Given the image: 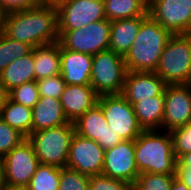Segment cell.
I'll use <instances>...</instances> for the list:
<instances>
[{
  "label": "cell",
  "mask_w": 191,
  "mask_h": 190,
  "mask_svg": "<svg viewBox=\"0 0 191 190\" xmlns=\"http://www.w3.org/2000/svg\"><path fill=\"white\" fill-rule=\"evenodd\" d=\"M3 11L7 13L31 9L39 5V0H0Z\"/></svg>",
  "instance_id": "cell-35"
},
{
  "label": "cell",
  "mask_w": 191,
  "mask_h": 190,
  "mask_svg": "<svg viewBox=\"0 0 191 190\" xmlns=\"http://www.w3.org/2000/svg\"><path fill=\"white\" fill-rule=\"evenodd\" d=\"M33 47L25 42L13 40L0 33V74L13 61L29 54Z\"/></svg>",
  "instance_id": "cell-27"
},
{
  "label": "cell",
  "mask_w": 191,
  "mask_h": 190,
  "mask_svg": "<svg viewBox=\"0 0 191 190\" xmlns=\"http://www.w3.org/2000/svg\"><path fill=\"white\" fill-rule=\"evenodd\" d=\"M103 19V0H70L57 8L58 31L79 29Z\"/></svg>",
  "instance_id": "cell-11"
},
{
  "label": "cell",
  "mask_w": 191,
  "mask_h": 190,
  "mask_svg": "<svg viewBox=\"0 0 191 190\" xmlns=\"http://www.w3.org/2000/svg\"><path fill=\"white\" fill-rule=\"evenodd\" d=\"M70 0H39L40 5L50 6L53 8H58L60 5L68 2Z\"/></svg>",
  "instance_id": "cell-38"
},
{
  "label": "cell",
  "mask_w": 191,
  "mask_h": 190,
  "mask_svg": "<svg viewBox=\"0 0 191 190\" xmlns=\"http://www.w3.org/2000/svg\"><path fill=\"white\" fill-rule=\"evenodd\" d=\"M147 16L111 21L109 50L125 56L139 31L141 22Z\"/></svg>",
  "instance_id": "cell-19"
},
{
  "label": "cell",
  "mask_w": 191,
  "mask_h": 190,
  "mask_svg": "<svg viewBox=\"0 0 191 190\" xmlns=\"http://www.w3.org/2000/svg\"><path fill=\"white\" fill-rule=\"evenodd\" d=\"M166 86L155 72L127 71L121 95L134 105L142 99L164 96Z\"/></svg>",
  "instance_id": "cell-15"
},
{
  "label": "cell",
  "mask_w": 191,
  "mask_h": 190,
  "mask_svg": "<svg viewBox=\"0 0 191 190\" xmlns=\"http://www.w3.org/2000/svg\"><path fill=\"white\" fill-rule=\"evenodd\" d=\"M155 73L168 84H191V34L173 35Z\"/></svg>",
  "instance_id": "cell-5"
},
{
  "label": "cell",
  "mask_w": 191,
  "mask_h": 190,
  "mask_svg": "<svg viewBox=\"0 0 191 190\" xmlns=\"http://www.w3.org/2000/svg\"><path fill=\"white\" fill-rule=\"evenodd\" d=\"M170 134L173 141V152L178 160L182 155L191 151V121L173 130Z\"/></svg>",
  "instance_id": "cell-32"
},
{
  "label": "cell",
  "mask_w": 191,
  "mask_h": 190,
  "mask_svg": "<svg viewBox=\"0 0 191 190\" xmlns=\"http://www.w3.org/2000/svg\"><path fill=\"white\" fill-rule=\"evenodd\" d=\"M74 123L32 132L28 141L32 144L36 157L41 164L66 167Z\"/></svg>",
  "instance_id": "cell-4"
},
{
  "label": "cell",
  "mask_w": 191,
  "mask_h": 190,
  "mask_svg": "<svg viewBox=\"0 0 191 190\" xmlns=\"http://www.w3.org/2000/svg\"><path fill=\"white\" fill-rule=\"evenodd\" d=\"M110 29L111 21L103 19L79 29L58 31V42L67 50L94 56L109 49Z\"/></svg>",
  "instance_id": "cell-7"
},
{
  "label": "cell",
  "mask_w": 191,
  "mask_h": 190,
  "mask_svg": "<svg viewBox=\"0 0 191 190\" xmlns=\"http://www.w3.org/2000/svg\"><path fill=\"white\" fill-rule=\"evenodd\" d=\"M105 150L94 140L74 133L66 167L94 176L102 174Z\"/></svg>",
  "instance_id": "cell-12"
},
{
  "label": "cell",
  "mask_w": 191,
  "mask_h": 190,
  "mask_svg": "<svg viewBox=\"0 0 191 190\" xmlns=\"http://www.w3.org/2000/svg\"><path fill=\"white\" fill-rule=\"evenodd\" d=\"M177 162L181 165V166H191V151L185 153L184 155H182Z\"/></svg>",
  "instance_id": "cell-39"
},
{
  "label": "cell",
  "mask_w": 191,
  "mask_h": 190,
  "mask_svg": "<svg viewBox=\"0 0 191 190\" xmlns=\"http://www.w3.org/2000/svg\"><path fill=\"white\" fill-rule=\"evenodd\" d=\"M35 80L61 73L60 43L54 42L33 48Z\"/></svg>",
  "instance_id": "cell-21"
},
{
  "label": "cell",
  "mask_w": 191,
  "mask_h": 190,
  "mask_svg": "<svg viewBox=\"0 0 191 190\" xmlns=\"http://www.w3.org/2000/svg\"><path fill=\"white\" fill-rule=\"evenodd\" d=\"M123 141L121 137L115 133L111 128H106V133L104 134V150H108L116 146L118 143Z\"/></svg>",
  "instance_id": "cell-37"
},
{
  "label": "cell",
  "mask_w": 191,
  "mask_h": 190,
  "mask_svg": "<svg viewBox=\"0 0 191 190\" xmlns=\"http://www.w3.org/2000/svg\"><path fill=\"white\" fill-rule=\"evenodd\" d=\"M164 107V96L142 99L133 105L137 121L143 130L162 128Z\"/></svg>",
  "instance_id": "cell-23"
},
{
  "label": "cell",
  "mask_w": 191,
  "mask_h": 190,
  "mask_svg": "<svg viewBox=\"0 0 191 190\" xmlns=\"http://www.w3.org/2000/svg\"><path fill=\"white\" fill-rule=\"evenodd\" d=\"M60 58L65 85H90L93 56L60 45Z\"/></svg>",
  "instance_id": "cell-17"
},
{
  "label": "cell",
  "mask_w": 191,
  "mask_h": 190,
  "mask_svg": "<svg viewBox=\"0 0 191 190\" xmlns=\"http://www.w3.org/2000/svg\"><path fill=\"white\" fill-rule=\"evenodd\" d=\"M162 128L172 132L191 121V84H168L164 90Z\"/></svg>",
  "instance_id": "cell-13"
},
{
  "label": "cell",
  "mask_w": 191,
  "mask_h": 190,
  "mask_svg": "<svg viewBox=\"0 0 191 190\" xmlns=\"http://www.w3.org/2000/svg\"><path fill=\"white\" fill-rule=\"evenodd\" d=\"M74 127L77 134L96 141L104 149V134L109 126L98 103L81 115Z\"/></svg>",
  "instance_id": "cell-22"
},
{
  "label": "cell",
  "mask_w": 191,
  "mask_h": 190,
  "mask_svg": "<svg viewBox=\"0 0 191 190\" xmlns=\"http://www.w3.org/2000/svg\"><path fill=\"white\" fill-rule=\"evenodd\" d=\"M40 164L26 138L3 157L5 189L26 188Z\"/></svg>",
  "instance_id": "cell-9"
},
{
  "label": "cell",
  "mask_w": 191,
  "mask_h": 190,
  "mask_svg": "<svg viewBox=\"0 0 191 190\" xmlns=\"http://www.w3.org/2000/svg\"><path fill=\"white\" fill-rule=\"evenodd\" d=\"M89 190H132L129 183L103 174L90 176Z\"/></svg>",
  "instance_id": "cell-34"
},
{
  "label": "cell",
  "mask_w": 191,
  "mask_h": 190,
  "mask_svg": "<svg viewBox=\"0 0 191 190\" xmlns=\"http://www.w3.org/2000/svg\"><path fill=\"white\" fill-rule=\"evenodd\" d=\"M2 32L9 38L25 42L33 48L57 42V9L39 4L31 9L7 13Z\"/></svg>",
  "instance_id": "cell-1"
},
{
  "label": "cell",
  "mask_w": 191,
  "mask_h": 190,
  "mask_svg": "<svg viewBox=\"0 0 191 190\" xmlns=\"http://www.w3.org/2000/svg\"><path fill=\"white\" fill-rule=\"evenodd\" d=\"M89 175L82 174L69 167L60 168L58 190H89Z\"/></svg>",
  "instance_id": "cell-30"
},
{
  "label": "cell",
  "mask_w": 191,
  "mask_h": 190,
  "mask_svg": "<svg viewBox=\"0 0 191 190\" xmlns=\"http://www.w3.org/2000/svg\"><path fill=\"white\" fill-rule=\"evenodd\" d=\"M126 67L123 56L105 50L93 56L90 85L100 95L121 94Z\"/></svg>",
  "instance_id": "cell-6"
},
{
  "label": "cell",
  "mask_w": 191,
  "mask_h": 190,
  "mask_svg": "<svg viewBox=\"0 0 191 190\" xmlns=\"http://www.w3.org/2000/svg\"><path fill=\"white\" fill-rule=\"evenodd\" d=\"M148 15L173 35L191 34V0H149Z\"/></svg>",
  "instance_id": "cell-10"
},
{
  "label": "cell",
  "mask_w": 191,
  "mask_h": 190,
  "mask_svg": "<svg viewBox=\"0 0 191 190\" xmlns=\"http://www.w3.org/2000/svg\"><path fill=\"white\" fill-rule=\"evenodd\" d=\"M97 103L101 106L109 128L123 141L136 140L144 131L137 121L133 105L121 94L100 95Z\"/></svg>",
  "instance_id": "cell-8"
},
{
  "label": "cell",
  "mask_w": 191,
  "mask_h": 190,
  "mask_svg": "<svg viewBox=\"0 0 191 190\" xmlns=\"http://www.w3.org/2000/svg\"><path fill=\"white\" fill-rule=\"evenodd\" d=\"M102 174L134 185L139 176L135 159V140H125L105 150Z\"/></svg>",
  "instance_id": "cell-14"
},
{
  "label": "cell",
  "mask_w": 191,
  "mask_h": 190,
  "mask_svg": "<svg viewBox=\"0 0 191 190\" xmlns=\"http://www.w3.org/2000/svg\"><path fill=\"white\" fill-rule=\"evenodd\" d=\"M7 98H8V92L5 90V88L0 83V112H1L2 107L4 106Z\"/></svg>",
  "instance_id": "cell-40"
},
{
  "label": "cell",
  "mask_w": 191,
  "mask_h": 190,
  "mask_svg": "<svg viewBox=\"0 0 191 190\" xmlns=\"http://www.w3.org/2000/svg\"><path fill=\"white\" fill-rule=\"evenodd\" d=\"M173 34L149 15L141 22L129 51L123 57L127 71L155 72L160 57Z\"/></svg>",
  "instance_id": "cell-2"
},
{
  "label": "cell",
  "mask_w": 191,
  "mask_h": 190,
  "mask_svg": "<svg viewBox=\"0 0 191 190\" xmlns=\"http://www.w3.org/2000/svg\"><path fill=\"white\" fill-rule=\"evenodd\" d=\"M5 190H27L26 188H21V189H5Z\"/></svg>",
  "instance_id": "cell-44"
},
{
  "label": "cell",
  "mask_w": 191,
  "mask_h": 190,
  "mask_svg": "<svg viewBox=\"0 0 191 190\" xmlns=\"http://www.w3.org/2000/svg\"><path fill=\"white\" fill-rule=\"evenodd\" d=\"M135 159L139 173L176 174L177 159L170 132L144 130L135 140Z\"/></svg>",
  "instance_id": "cell-3"
},
{
  "label": "cell",
  "mask_w": 191,
  "mask_h": 190,
  "mask_svg": "<svg viewBox=\"0 0 191 190\" xmlns=\"http://www.w3.org/2000/svg\"><path fill=\"white\" fill-rule=\"evenodd\" d=\"M26 137L17 129L10 127L0 118V156L4 157L16 146H18Z\"/></svg>",
  "instance_id": "cell-31"
},
{
  "label": "cell",
  "mask_w": 191,
  "mask_h": 190,
  "mask_svg": "<svg viewBox=\"0 0 191 190\" xmlns=\"http://www.w3.org/2000/svg\"><path fill=\"white\" fill-rule=\"evenodd\" d=\"M171 190H189L187 186L177 178L174 179Z\"/></svg>",
  "instance_id": "cell-41"
},
{
  "label": "cell",
  "mask_w": 191,
  "mask_h": 190,
  "mask_svg": "<svg viewBox=\"0 0 191 190\" xmlns=\"http://www.w3.org/2000/svg\"><path fill=\"white\" fill-rule=\"evenodd\" d=\"M176 174L141 173L132 190H171Z\"/></svg>",
  "instance_id": "cell-28"
},
{
  "label": "cell",
  "mask_w": 191,
  "mask_h": 190,
  "mask_svg": "<svg viewBox=\"0 0 191 190\" xmlns=\"http://www.w3.org/2000/svg\"><path fill=\"white\" fill-rule=\"evenodd\" d=\"M0 118L26 138L33 132L32 109L9 98L1 109Z\"/></svg>",
  "instance_id": "cell-24"
},
{
  "label": "cell",
  "mask_w": 191,
  "mask_h": 190,
  "mask_svg": "<svg viewBox=\"0 0 191 190\" xmlns=\"http://www.w3.org/2000/svg\"><path fill=\"white\" fill-rule=\"evenodd\" d=\"M176 178L184 183L191 190V166H181L177 162Z\"/></svg>",
  "instance_id": "cell-36"
},
{
  "label": "cell",
  "mask_w": 191,
  "mask_h": 190,
  "mask_svg": "<svg viewBox=\"0 0 191 190\" xmlns=\"http://www.w3.org/2000/svg\"><path fill=\"white\" fill-rule=\"evenodd\" d=\"M98 97L91 85H65L60 101L68 122H76L97 104Z\"/></svg>",
  "instance_id": "cell-16"
},
{
  "label": "cell",
  "mask_w": 191,
  "mask_h": 190,
  "mask_svg": "<svg viewBox=\"0 0 191 190\" xmlns=\"http://www.w3.org/2000/svg\"><path fill=\"white\" fill-rule=\"evenodd\" d=\"M8 98L32 109L39 99L36 81L27 82L11 89L8 92Z\"/></svg>",
  "instance_id": "cell-29"
},
{
  "label": "cell",
  "mask_w": 191,
  "mask_h": 190,
  "mask_svg": "<svg viewBox=\"0 0 191 190\" xmlns=\"http://www.w3.org/2000/svg\"><path fill=\"white\" fill-rule=\"evenodd\" d=\"M0 190H5L4 173H3V157L0 156Z\"/></svg>",
  "instance_id": "cell-42"
},
{
  "label": "cell",
  "mask_w": 191,
  "mask_h": 190,
  "mask_svg": "<svg viewBox=\"0 0 191 190\" xmlns=\"http://www.w3.org/2000/svg\"><path fill=\"white\" fill-rule=\"evenodd\" d=\"M33 50L10 63L0 74V83L7 92L27 82L35 80Z\"/></svg>",
  "instance_id": "cell-20"
},
{
  "label": "cell",
  "mask_w": 191,
  "mask_h": 190,
  "mask_svg": "<svg viewBox=\"0 0 191 190\" xmlns=\"http://www.w3.org/2000/svg\"><path fill=\"white\" fill-rule=\"evenodd\" d=\"M39 91V97H49L60 99L65 82L61 74L47 77L36 81Z\"/></svg>",
  "instance_id": "cell-33"
},
{
  "label": "cell",
  "mask_w": 191,
  "mask_h": 190,
  "mask_svg": "<svg viewBox=\"0 0 191 190\" xmlns=\"http://www.w3.org/2000/svg\"><path fill=\"white\" fill-rule=\"evenodd\" d=\"M103 2L104 14L109 21L148 16L146 0H103Z\"/></svg>",
  "instance_id": "cell-25"
},
{
  "label": "cell",
  "mask_w": 191,
  "mask_h": 190,
  "mask_svg": "<svg viewBox=\"0 0 191 190\" xmlns=\"http://www.w3.org/2000/svg\"><path fill=\"white\" fill-rule=\"evenodd\" d=\"M6 16V13L3 11L1 5H0V33L2 32L4 18Z\"/></svg>",
  "instance_id": "cell-43"
},
{
  "label": "cell",
  "mask_w": 191,
  "mask_h": 190,
  "mask_svg": "<svg viewBox=\"0 0 191 190\" xmlns=\"http://www.w3.org/2000/svg\"><path fill=\"white\" fill-rule=\"evenodd\" d=\"M33 132L58 127L68 122L60 99L39 97L32 108Z\"/></svg>",
  "instance_id": "cell-18"
},
{
  "label": "cell",
  "mask_w": 191,
  "mask_h": 190,
  "mask_svg": "<svg viewBox=\"0 0 191 190\" xmlns=\"http://www.w3.org/2000/svg\"><path fill=\"white\" fill-rule=\"evenodd\" d=\"M59 185H60V167L40 163L26 189L58 190Z\"/></svg>",
  "instance_id": "cell-26"
}]
</instances>
